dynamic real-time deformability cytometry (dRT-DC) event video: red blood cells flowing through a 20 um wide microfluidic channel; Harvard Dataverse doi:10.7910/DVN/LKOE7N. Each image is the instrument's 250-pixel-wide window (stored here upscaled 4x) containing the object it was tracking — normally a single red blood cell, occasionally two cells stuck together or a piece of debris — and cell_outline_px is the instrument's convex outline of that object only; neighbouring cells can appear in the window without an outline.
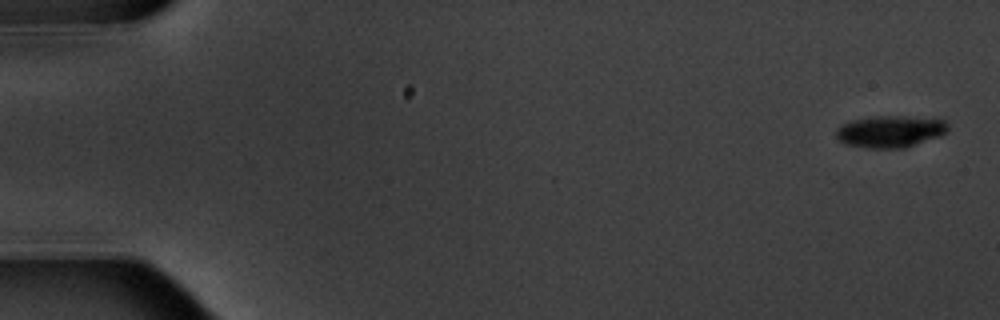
{"species": "common noctule bat (a hibernating species)", "species_latin": "Nyctalus noctula", "temperature_condition": "warm", "stored_images_in_passage": 6, "segment_of_instrument_passage": [1, 2], "camera_frame_rate_fps": 3000, "um_per_image_px": 0.085, "animal": {"sex": "male", "body_mass_g": 20.1, "forearm_length_mm": 53.5}, "frame": {"image": 1, "passage_image": 1, "time_ms": 0.0, "image_size_px": [1000, 320], "cell_outline_px": [[948, 132], [940, 136], [904, 148], [868, 148], [848, 144], [840, 140], [836, 136], [836, 128], [840, 124], [848, 120], [872, 116], [944, 116], [948, 124]], "centroid_in_image_um": [75.75, 11.13], "position_along_channel_um": 9.2, "area_um2": 21.5}}